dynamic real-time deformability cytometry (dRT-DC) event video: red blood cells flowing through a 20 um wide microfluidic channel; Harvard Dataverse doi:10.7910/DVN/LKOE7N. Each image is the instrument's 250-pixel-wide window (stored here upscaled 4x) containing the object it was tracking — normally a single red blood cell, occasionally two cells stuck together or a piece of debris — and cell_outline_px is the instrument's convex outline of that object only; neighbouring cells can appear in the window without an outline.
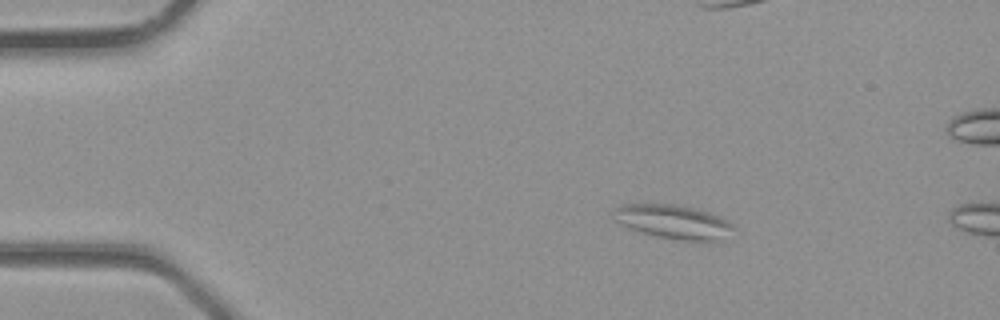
{"species": "common noctule bat (a hibernating species)", "species_latin": "Nyctalus noctula", "temperature_condition": "room temperature", "stored_images_in_passage": 2, "camera_frame_rate_fps": 3000, "um_per_image_px": 0.085, "animal": {"sex": "male", "body_mass_g": 23.1, "forearm_length_mm": 52.7}, "frame": {"image": 1, "passage_image": 1, "time_ms": 0.0, "image_size_px": [1000, 320], "cell_outline_px": [[736, 228], [720, 240], [680, 240], [660, 236], [628, 228], [616, 220], [616, 208], [624, 204], [676, 204], [708, 212], [728, 220]], "centroid_in_image_um": [57.28, 18.84], "position_along_channel_um": 27.7, "area_um2": 23.06}}